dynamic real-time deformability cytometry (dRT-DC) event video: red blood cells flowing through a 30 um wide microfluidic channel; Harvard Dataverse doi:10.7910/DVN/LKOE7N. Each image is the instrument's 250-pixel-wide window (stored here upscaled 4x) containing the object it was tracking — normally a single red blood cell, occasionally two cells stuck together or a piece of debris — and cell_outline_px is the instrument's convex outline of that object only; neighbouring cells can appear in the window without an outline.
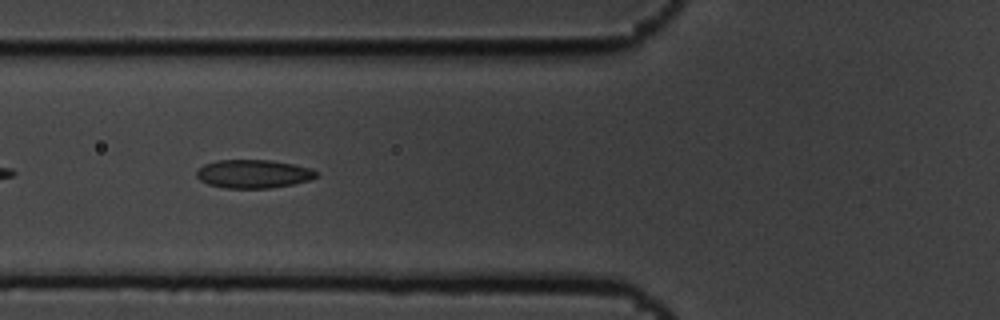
{"species": "common noctule bat (a hibernating species)", "species_latin": "Nyctalus noctula", "temperature_condition": "cold", "stored_images_in_passage": 7, "camera_frame_rate_fps": 3000, "um_per_image_px": 0.085, "animal": {"sex": "male", "body_mass_g": 19.5, "forearm_length_mm": 54.6}, "frame": {"image": 1, "passage_image": 5, "time_ms": 1.333, "image_size_px": [1000, 320], "cell_outline_px": [[320, 172], [316, 176], [308, 180], [292, 184], [268, 188], [224, 188], [208, 184], [200, 180], [196, 176], [196, 168], [204, 164], [220, 160], [272, 160], [312, 168]], "centroid_in_image_um": [21.52, 14.77], "position_along_channel_um": 104.3, "area_um2": 19.88}}
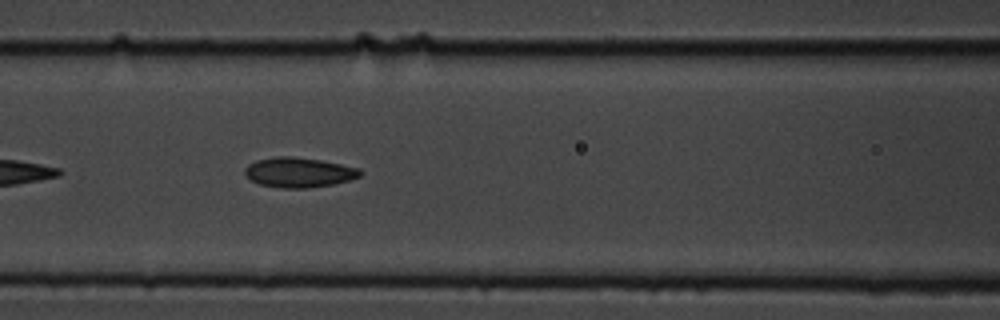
{"frame": {"image": 2, "passage_image": 6, "time_ms": 1.667, "image_size_px": [1000, 320], "cell_outline_px": [[364, 172], [360, 176], [348, 180], [332, 184], [308, 188], [280, 188], [260, 184], [252, 180], [244, 172], [244, 168], [248, 164], [256, 160], [280, 156], [292, 156], [320, 160], [360, 168]], "centroid_in_image_um": [25.41, 14.65], "position_along_channel_um": 141.2, "area_um2": 20.0}}
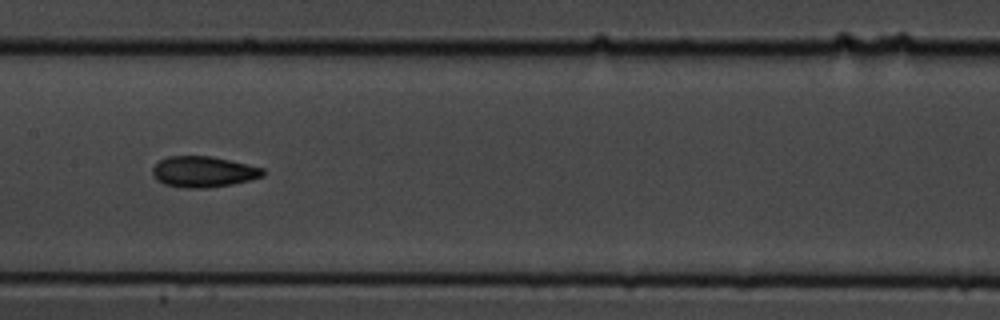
{"frame": {"image": 3, "passage_image": 7, "time_ms": 2.0, "image_size_px": [1000, 320], "cell_outline_px": [[264, 176], [252, 180], [232, 184], [208, 188], [188, 188], [164, 184], [152, 172], [152, 168], [160, 160], [168, 156], [212, 156], [264, 168]], "centroid_in_image_um": [17.33, 14.6], "position_along_channel_um": 190.1, "area_um2": 19.77}}